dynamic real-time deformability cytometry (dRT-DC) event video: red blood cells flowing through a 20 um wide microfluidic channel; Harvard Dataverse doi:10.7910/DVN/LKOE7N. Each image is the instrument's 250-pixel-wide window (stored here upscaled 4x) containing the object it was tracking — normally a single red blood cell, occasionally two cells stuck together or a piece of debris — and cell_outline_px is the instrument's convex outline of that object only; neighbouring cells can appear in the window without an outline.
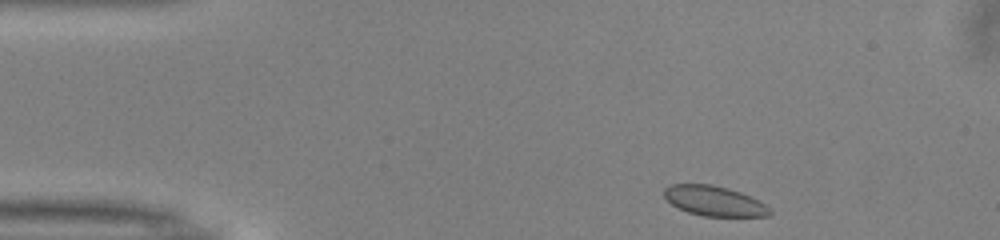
{"species": "common noctule bat (a hibernating species)", "species_latin": "Nyctalus noctula", "temperature_condition": "warm", "stored_images_in_passage": 44, "camera_frame_rate_fps": 3000, "um_per_image_px": 0.085, "animal": {"sex": "male", "body_mass_g": 13.0, "forearm_length_mm": 53.1}, "frame": {"image": 1, "passage_image": 1, "time_ms": 0.0, "image_size_px": [1000, 240], "cell_outline_px": [[772, 212], [768, 216], [704, 216], [688, 212], [672, 204], [664, 196], [664, 188], [672, 184], [712, 184], [728, 188], [740, 192], [764, 204]], "centroid_in_image_um": [60.68, 17.07], "position_along_channel_um": 24.3, "area_um2": 18.15}}
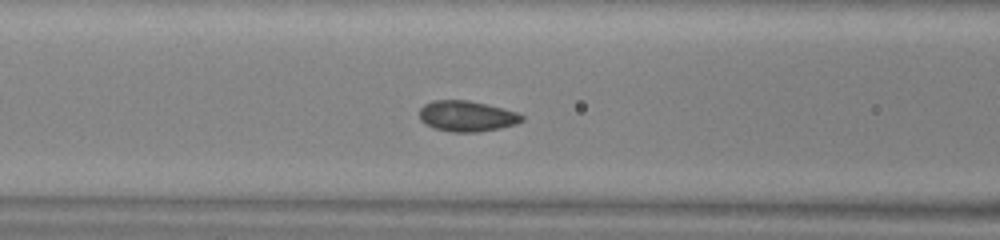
{"frame": {"image": 2, "passage_image": 14, "time_ms": 4.333, "image_size_px": [1000, 240], "cell_outline_px": [[524, 120], [516, 124], [500, 128], [476, 132], [452, 132], [432, 128], [420, 120], [420, 108], [424, 104], [432, 100], [468, 100], [516, 112], [524, 116]], "centroid_in_image_um": [39.65, 9.88], "position_along_channel_um": 127.0, "area_um2": 18.26}}
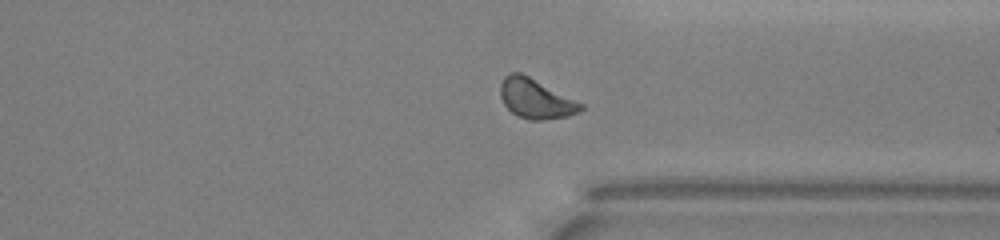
{"frame": {"image": 3, "passage_image": 32, "time_ms": 10.333, "image_size_px": [1000, 240], "cell_outline_px": [[584, 108], [580, 112], [568, 116], [544, 120], [528, 120], [516, 116], [504, 104], [500, 96], [500, 84], [504, 76], [508, 72], [520, 72], [584, 104]], "centroid_in_image_um": [45.52, 8.4], "position_along_channel_um": 365.9, "area_um2": 18.67}, "authors_computed_cell_mechanics": {"area_um2": 18.207, "velocity_mm_per_s": 3.9937, "shape_relaxation_time_tau1_ms": 2.4194, "shape_relaxation_time_tau2_ms": null, "deformation_change_tau1": 0.0619, "deformation_change_tau2": null}}